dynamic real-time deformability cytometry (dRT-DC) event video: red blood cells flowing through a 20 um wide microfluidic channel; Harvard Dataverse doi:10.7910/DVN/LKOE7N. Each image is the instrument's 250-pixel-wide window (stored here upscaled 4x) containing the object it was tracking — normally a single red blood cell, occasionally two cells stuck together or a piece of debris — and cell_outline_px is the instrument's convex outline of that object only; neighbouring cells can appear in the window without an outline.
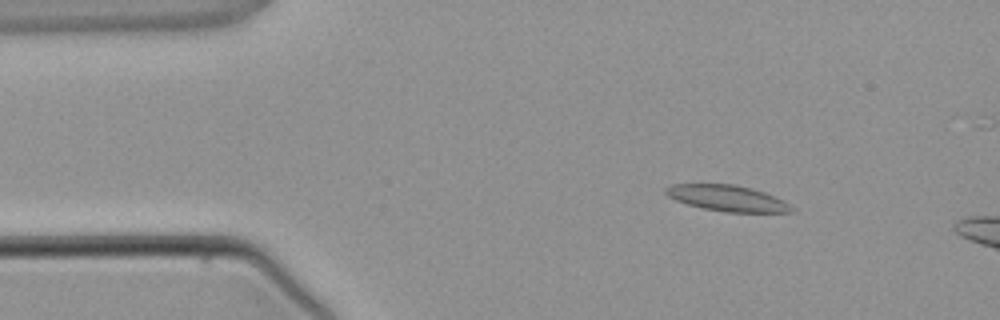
{"species": "common noctule bat (a hibernating species)", "species_latin": "Nyctalus noctula", "temperature_condition": "warm", "stored_images_in_passage": 2, "camera_frame_rate_fps": 3000, "um_per_image_px": 0.085, "animal": {"sex": "male", "body_mass_g": 21.5, "forearm_length_mm": 52.0}, "frame": {"image": 1, "passage_image": 1, "time_ms": 0.0, "image_size_px": [1000, 320], "cell_outline_px": [[796, 208], [792, 212], [724, 212], [704, 208], [688, 204], [676, 200], [668, 196], [664, 192], [664, 188], [672, 184], [732, 184], [752, 188], [764, 192], [784, 200]], "centroid_in_image_um": [61.84, 16.84], "position_along_channel_um": 23.2, "area_um2": 19.07}}